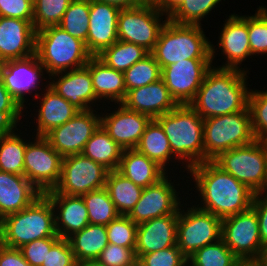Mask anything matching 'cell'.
<instances>
[{
    "instance_id": "f35d334b",
    "label": "cell",
    "mask_w": 267,
    "mask_h": 266,
    "mask_svg": "<svg viewBox=\"0 0 267 266\" xmlns=\"http://www.w3.org/2000/svg\"><path fill=\"white\" fill-rule=\"evenodd\" d=\"M162 69L151 53L124 72L126 91L152 84L161 79Z\"/></svg>"
},
{
    "instance_id": "94428289",
    "label": "cell",
    "mask_w": 267,
    "mask_h": 266,
    "mask_svg": "<svg viewBox=\"0 0 267 266\" xmlns=\"http://www.w3.org/2000/svg\"><path fill=\"white\" fill-rule=\"evenodd\" d=\"M6 129H7V127L0 121V133L5 131Z\"/></svg>"
},
{
    "instance_id": "2e32d148",
    "label": "cell",
    "mask_w": 267,
    "mask_h": 266,
    "mask_svg": "<svg viewBox=\"0 0 267 266\" xmlns=\"http://www.w3.org/2000/svg\"><path fill=\"white\" fill-rule=\"evenodd\" d=\"M168 175L154 185L143 188L142 195L131 212L127 215L139 225L150 219L170 214H179L181 199L174 188V182Z\"/></svg>"
},
{
    "instance_id": "ab89813d",
    "label": "cell",
    "mask_w": 267,
    "mask_h": 266,
    "mask_svg": "<svg viewBox=\"0 0 267 266\" xmlns=\"http://www.w3.org/2000/svg\"><path fill=\"white\" fill-rule=\"evenodd\" d=\"M72 0H33V21L35 31L60 24Z\"/></svg>"
},
{
    "instance_id": "4fadbf2b",
    "label": "cell",
    "mask_w": 267,
    "mask_h": 266,
    "mask_svg": "<svg viewBox=\"0 0 267 266\" xmlns=\"http://www.w3.org/2000/svg\"><path fill=\"white\" fill-rule=\"evenodd\" d=\"M62 156L43 136L27 142L24 176L43 194L54 189L61 176Z\"/></svg>"
},
{
    "instance_id": "8992f818",
    "label": "cell",
    "mask_w": 267,
    "mask_h": 266,
    "mask_svg": "<svg viewBox=\"0 0 267 266\" xmlns=\"http://www.w3.org/2000/svg\"><path fill=\"white\" fill-rule=\"evenodd\" d=\"M35 54L48 76L83 67L92 57L83 41L58 25L36 32Z\"/></svg>"
},
{
    "instance_id": "4dcf8cb0",
    "label": "cell",
    "mask_w": 267,
    "mask_h": 266,
    "mask_svg": "<svg viewBox=\"0 0 267 266\" xmlns=\"http://www.w3.org/2000/svg\"><path fill=\"white\" fill-rule=\"evenodd\" d=\"M123 149L108 135L100 125L86 142L82 154L109 171L118 170Z\"/></svg>"
},
{
    "instance_id": "1f68e13d",
    "label": "cell",
    "mask_w": 267,
    "mask_h": 266,
    "mask_svg": "<svg viewBox=\"0 0 267 266\" xmlns=\"http://www.w3.org/2000/svg\"><path fill=\"white\" fill-rule=\"evenodd\" d=\"M135 149L157 162L166 172H168L166 165L170 161L173 163L176 158L171 151L169 140L163 128L155 119H152L146 126L141 140ZM172 158L173 161L171 160Z\"/></svg>"
},
{
    "instance_id": "91938a15",
    "label": "cell",
    "mask_w": 267,
    "mask_h": 266,
    "mask_svg": "<svg viewBox=\"0 0 267 266\" xmlns=\"http://www.w3.org/2000/svg\"><path fill=\"white\" fill-rule=\"evenodd\" d=\"M258 194H262V195L265 194V196H267V175H266V180H265L264 186L262 187L261 191Z\"/></svg>"
},
{
    "instance_id": "603a6c76",
    "label": "cell",
    "mask_w": 267,
    "mask_h": 266,
    "mask_svg": "<svg viewBox=\"0 0 267 266\" xmlns=\"http://www.w3.org/2000/svg\"><path fill=\"white\" fill-rule=\"evenodd\" d=\"M121 104L129 110L145 114L151 119H156L179 105L171 96L162 79L127 91Z\"/></svg>"
},
{
    "instance_id": "7dc6e473",
    "label": "cell",
    "mask_w": 267,
    "mask_h": 266,
    "mask_svg": "<svg viewBox=\"0 0 267 266\" xmlns=\"http://www.w3.org/2000/svg\"><path fill=\"white\" fill-rule=\"evenodd\" d=\"M98 260L105 266H134L137 263L135 248L109 243Z\"/></svg>"
},
{
    "instance_id": "f5cc1de1",
    "label": "cell",
    "mask_w": 267,
    "mask_h": 266,
    "mask_svg": "<svg viewBox=\"0 0 267 266\" xmlns=\"http://www.w3.org/2000/svg\"><path fill=\"white\" fill-rule=\"evenodd\" d=\"M0 266H31L23 257L21 251L3 246L0 243Z\"/></svg>"
},
{
    "instance_id": "681fc988",
    "label": "cell",
    "mask_w": 267,
    "mask_h": 266,
    "mask_svg": "<svg viewBox=\"0 0 267 266\" xmlns=\"http://www.w3.org/2000/svg\"><path fill=\"white\" fill-rule=\"evenodd\" d=\"M60 237H47L42 239L34 240L27 243L19 248L24 259L31 266H41L43 261L46 259L47 250H50L51 246Z\"/></svg>"
},
{
    "instance_id": "be15d7a7",
    "label": "cell",
    "mask_w": 267,
    "mask_h": 266,
    "mask_svg": "<svg viewBox=\"0 0 267 266\" xmlns=\"http://www.w3.org/2000/svg\"><path fill=\"white\" fill-rule=\"evenodd\" d=\"M2 221H3V218L0 216V235H1V232H2Z\"/></svg>"
},
{
    "instance_id": "5b68a950",
    "label": "cell",
    "mask_w": 267,
    "mask_h": 266,
    "mask_svg": "<svg viewBox=\"0 0 267 266\" xmlns=\"http://www.w3.org/2000/svg\"><path fill=\"white\" fill-rule=\"evenodd\" d=\"M59 237L55 231L54 209L42 194L30 206L3 218L0 243L19 249L37 239Z\"/></svg>"
},
{
    "instance_id": "d4e9b609",
    "label": "cell",
    "mask_w": 267,
    "mask_h": 266,
    "mask_svg": "<svg viewBox=\"0 0 267 266\" xmlns=\"http://www.w3.org/2000/svg\"><path fill=\"white\" fill-rule=\"evenodd\" d=\"M54 209L55 231L68 239L89 224L88 211L82 196L44 194Z\"/></svg>"
},
{
    "instance_id": "277c9868",
    "label": "cell",
    "mask_w": 267,
    "mask_h": 266,
    "mask_svg": "<svg viewBox=\"0 0 267 266\" xmlns=\"http://www.w3.org/2000/svg\"><path fill=\"white\" fill-rule=\"evenodd\" d=\"M202 29V25L178 24L168 19L150 52L161 69L186 59H212L213 63L217 48Z\"/></svg>"
},
{
    "instance_id": "836d02e7",
    "label": "cell",
    "mask_w": 267,
    "mask_h": 266,
    "mask_svg": "<svg viewBox=\"0 0 267 266\" xmlns=\"http://www.w3.org/2000/svg\"><path fill=\"white\" fill-rule=\"evenodd\" d=\"M15 130L18 131L17 128H7L0 133V171L24 176L27 141Z\"/></svg>"
},
{
    "instance_id": "e0dca14e",
    "label": "cell",
    "mask_w": 267,
    "mask_h": 266,
    "mask_svg": "<svg viewBox=\"0 0 267 266\" xmlns=\"http://www.w3.org/2000/svg\"><path fill=\"white\" fill-rule=\"evenodd\" d=\"M43 70L45 71V68L36 54L0 63V76L4 86L23 108L27 93L31 95L35 91L33 95H38L39 91L36 90L42 85L40 81L43 80Z\"/></svg>"
},
{
    "instance_id": "74e56055",
    "label": "cell",
    "mask_w": 267,
    "mask_h": 266,
    "mask_svg": "<svg viewBox=\"0 0 267 266\" xmlns=\"http://www.w3.org/2000/svg\"><path fill=\"white\" fill-rule=\"evenodd\" d=\"M241 263L222 239L200 248L188 258V266H238Z\"/></svg>"
},
{
    "instance_id": "db71d44e",
    "label": "cell",
    "mask_w": 267,
    "mask_h": 266,
    "mask_svg": "<svg viewBox=\"0 0 267 266\" xmlns=\"http://www.w3.org/2000/svg\"><path fill=\"white\" fill-rule=\"evenodd\" d=\"M183 2L184 0H163L162 12L169 17Z\"/></svg>"
},
{
    "instance_id": "7a4b0ae2",
    "label": "cell",
    "mask_w": 267,
    "mask_h": 266,
    "mask_svg": "<svg viewBox=\"0 0 267 266\" xmlns=\"http://www.w3.org/2000/svg\"><path fill=\"white\" fill-rule=\"evenodd\" d=\"M248 72L212 66L189 105L203 119L249 110Z\"/></svg>"
},
{
    "instance_id": "ffe728a7",
    "label": "cell",
    "mask_w": 267,
    "mask_h": 266,
    "mask_svg": "<svg viewBox=\"0 0 267 266\" xmlns=\"http://www.w3.org/2000/svg\"><path fill=\"white\" fill-rule=\"evenodd\" d=\"M121 8L105 2L90 0L89 29L86 48L92 56L99 55L118 39L117 24Z\"/></svg>"
},
{
    "instance_id": "ac0fdd59",
    "label": "cell",
    "mask_w": 267,
    "mask_h": 266,
    "mask_svg": "<svg viewBox=\"0 0 267 266\" xmlns=\"http://www.w3.org/2000/svg\"><path fill=\"white\" fill-rule=\"evenodd\" d=\"M49 77L53 80L47 82L48 86L80 111L93 109L92 106L95 107L96 101L100 102L93 89L89 61L83 67L56 73Z\"/></svg>"
},
{
    "instance_id": "f6af8a7d",
    "label": "cell",
    "mask_w": 267,
    "mask_h": 266,
    "mask_svg": "<svg viewBox=\"0 0 267 266\" xmlns=\"http://www.w3.org/2000/svg\"><path fill=\"white\" fill-rule=\"evenodd\" d=\"M137 263L140 266H188V258L175 245L153 253L142 254L137 258Z\"/></svg>"
},
{
    "instance_id": "52a82bcc",
    "label": "cell",
    "mask_w": 267,
    "mask_h": 266,
    "mask_svg": "<svg viewBox=\"0 0 267 266\" xmlns=\"http://www.w3.org/2000/svg\"><path fill=\"white\" fill-rule=\"evenodd\" d=\"M255 140L250 110L204 119V162L213 161L221 153Z\"/></svg>"
},
{
    "instance_id": "8fae6325",
    "label": "cell",
    "mask_w": 267,
    "mask_h": 266,
    "mask_svg": "<svg viewBox=\"0 0 267 266\" xmlns=\"http://www.w3.org/2000/svg\"><path fill=\"white\" fill-rule=\"evenodd\" d=\"M164 15L160 9L148 6L121 9L117 24L118 39L140 45L151 52L168 20L165 17L163 21Z\"/></svg>"
},
{
    "instance_id": "9f6ffc18",
    "label": "cell",
    "mask_w": 267,
    "mask_h": 266,
    "mask_svg": "<svg viewBox=\"0 0 267 266\" xmlns=\"http://www.w3.org/2000/svg\"><path fill=\"white\" fill-rule=\"evenodd\" d=\"M253 263L255 266H267V243L262 244L260 253Z\"/></svg>"
},
{
    "instance_id": "60d3db41",
    "label": "cell",
    "mask_w": 267,
    "mask_h": 266,
    "mask_svg": "<svg viewBox=\"0 0 267 266\" xmlns=\"http://www.w3.org/2000/svg\"><path fill=\"white\" fill-rule=\"evenodd\" d=\"M220 2L221 0H184L168 19L178 24L203 25L202 19Z\"/></svg>"
},
{
    "instance_id": "d6986e66",
    "label": "cell",
    "mask_w": 267,
    "mask_h": 266,
    "mask_svg": "<svg viewBox=\"0 0 267 266\" xmlns=\"http://www.w3.org/2000/svg\"><path fill=\"white\" fill-rule=\"evenodd\" d=\"M32 21L0 16V63L35 54L36 31Z\"/></svg>"
},
{
    "instance_id": "c3c4849f",
    "label": "cell",
    "mask_w": 267,
    "mask_h": 266,
    "mask_svg": "<svg viewBox=\"0 0 267 266\" xmlns=\"http://www.w3.org/2000/svg\"><path fill=\"white\" fill-rule=\"evenodd\" d=\"M76 259L68 239L59 238L47 250L46 259L41 266H75Z\"/></svg>"
},
{
    "instance_id": "b9f144b4",
    "label": "cell",
    "mask_w": 267,
    "mask_h": 266,
    "mask_svg": "<svg viewBox=\"0 0 267 266\" xmlns=\"http://www.w3.org/2000/svg\"><path fill=\"white\" fill-rule=\"evenodd\" d=\"M248 33L251 55H267V8L259 6L254 15H248Z\"/></svg>"
},
{
    "instance_id": "3957f363",
    "label": "cell",
    "mask_w": 267,
    "mask_h": 266,
    "mask_svg": "<svg viewBox=\"0 0 267 266\" xmlns=\"http://www.w3.org/2000/svg\"><path fill=\"white\" fill-rule=\"evenodd\" d=\"M155 120L163 128L175 160L186 163L185 170L204 162V119L189 104L178 105Z\"/></svg>"
},
{
    "instance_id": "30bf717a",
    "label": "cell",
    "mask_w": 267,
    "mask_h": 266,
    "mask_svg": "<svg viewBox=\"0 0 267 266\" xmlns=\"http://www.w3.org/2000/svg\"><path fill=\"white\" fill-rule=\"evenodd\" d=\"M179 208L177 246L189 258L200 248L221 239L222 219L190 205L185 211Z\"/></svg>"
},
{
    "instance_id": "cb8c5ba5",
    "label": "cell",
    "mask_w": 267,
    "mask_h": 266,
    "mask_svg": "<svg viewBox=\"0 0 267 266\" xmlns=\"http://www.w3.org/2000/svg\"><path fill=\"white\" fill-rule=\"evenodd\" d=\"M178 216L179 214H170L139 224L136 233V258L177 245Z\"/></svg>"
},
{
    "instance_id": "f907efd6",
    "label": "cell",
    "mask_w": 267,
    "mask_h": 266,
    "mask_svg": "<svg viewBox=\"0 0 267 266\" xmlns=\"http://www.w3.org/2000/svg\"><path fill=\"white\" fill-rule=\"evenodd\" d=\"M33 0H0V16L33 20Z\"/></svg>"
},
{
    "instance_id": "484cf974",
    "label": "cell",
    "mask_w": 267,
    "mask_h": 266,
    "mask_svg": "<svg viewBox=\"0 0 267 266\" xmlns=\"http://www.w3.org/2000/svg\"><path fill=\"white\" fill-rule=\"evenodd\" d=\"M42 193L25 177L0 171V216L30 206Z\"/></svg>"
},
{
    "instance_id": "8d00e7d4",
    "label": "cell",
    "mask_w": 267,
    "mask_h": 266,
    "mask_svg": "<svg viewBox=\"0 0 267 266\" xmlns=\"http://www.w3.org/2000/svg\"><path fill=\"white\" fill-rule=\"evenodd\" d=\"M90 18V0H72L58 26L86 45Z\"/></svg>"
},
{
    "instance_id": "6f0895ef",
    "label": "cell",
    "mask_w": 267,
    "mask_h": 266,
    "mask_svg": "<svg viewBox=\"0 0 267 266\" xmlns=\"http://www.w3.org/2000/svg\"><path fill=\"white\" fill-rule=\"evenodd\" d=\"M162 3L163 0H136V7L137 6L155 7L162 11Z\"/></svg>"
},
{
    "instance_id": "f1b7e54d",
    "label": "cell",
    "mask_w": 267,
    "mask_h": 266,
    "mask_svg": "<svg viewBox=\"0 0 267 266\" xmlns=\"http://www.w3.org/2000/svg\"><path fill=\"white\" fill-rule=\"evenodd\" d=\"M93 89L99 100L121 103L126 96L124 73L107 66L97 56L89 59Z\"/></svg>"
},
{
    "instance_id": "11a10c76",
    "label": "cell",
    "mask_w": 267,
    "mask_h": 266,
    "mask_svg": "<svg viewBox=\"0 0 267 266\" xmlns=\"http://www.w3.org/2000/svg\"><path fill=\"white\" fill-rule=\"evenodd\" d=\"M97 1L112 4L121 9L136 7V0H97Z\"/></svg>"
},
{
    "instance_id": "e575fe53",
    "label": "cell",
    "mask_w": 267,
    "mask_h": 266,
    "mask_svg": "<svg viewBox=\"0 0 267 266\" xmlns=\"http://www.w3.org/2000/svg\"><path fill=\"white\" fill-rule=\"evenodd\" d=\"M149 53L140 45L117 40L113 45L105 48L97 57L107 66L124 73Z\"/></svg>"
},
{
    "instance_id": "83f0119b",
    "label": "cell",
    "mask_w": 267,
    "mask_h": 266,
    "mask_svg": "<svg viewBox=\"0 0 267 266\" xmlns=\"http://www.w3.org/2000/svg\"><path fill=\"white\" fill-rule=\"evenodd\" d=\"M118 171L142 188L159 182L168 173L157 162L137 149H124Z\"/></svg>"
},
{
    "instance_id": "f546056e",
    "label": "cell",
    "mask_w": 267,
    "mask_h": 266,
    "mask_svg": "<svg viewBox=\"0 0 267 266\" xmlns=\"http://www.w3.org/2000/svg\"><path fill=\"white\" fill-rule=\"evenodd\" d=\"M76 261L98 259L109 244L105 225L88 224L68 238Z\"/></svg>"
},
{
    "instance_id": "44dd1931",
    "label": "cell",
    "mask_w": 267,
    "mask_h": 266,
    "mask_svg": "<svg viewBox=\"0 0 267 266\" xmlns=\"http://www.w3.org/2000/svg\"><path fill=\"white\" fill-rule=\"evenodd\" d=\"M101 115V126L123 150L137 147L152 120L145 114L125 108L121 103L117 110Z\"/></svg>"
},
{
    "instance_id": "4316f807",
    "label": "cell",
    "mask_w": 267,
    "mask_h": 266,
    "mask_svg": "<svg viewBox=\"0 0 267 266\" xmlns=\"http://www.w3.org/2000/svg\"><path fill=\"white\" fill-rule=\"evenodd\" d=\"M43 91L44 94L40 93L36 96L39 99L40 105L37 106V118L36 120V136H44L51 129L61 126L70 119H72L78 112L75 106L70 104L63 97L53 91L48 85ZM41 100V101H40Z\"/></svg>"
},
{
    "instance_id": "6da1fadb",
    "label": "cell",
    "mask_w": 267,
    "mask_h": 266,
    "mask_svg": "<svg viewBox=\"0 0 267 266\" xmlns=\"http://www.w3.org/2000/svg\"><path fill=\"white\" fill-rule=\"evenodd\" d=\"M187 171L201 197V205L195 204L199 209L224 219L252 207L255 193L214 161L199 163Z\"/></svg>"
},
{
    "instance_id": "680465c9",
    "label": "cell",
    "mask_w": 267,
    "mask_h": 266,
    "mask_svg": "<svg viewBox=\"0 0 267 266\" xmlns=\"http://www.w3.org/2000/svg\"><path fill=\"white\" fill-rule=\"evenodd\" d=\"M75 266H105L98 259L95 260H84V261H76Z\"/></svg>"
},
{
    "instance_id": "9c48e42d",
    "label": "cell",
    "mask_w": 267,
    "mask_h": 266,
    "mask_svg": "<svg viewBox=\"0 0 267 266\" xmlns=\"http://www.w3.org/2000/svg\"><path fill=\"white\" fill-rule=\"evenodd\" d=\"M109 170L82 153L62 158L61 176L54 189L43 194L82 196L105 187Z\"/></svg>"
},
{
    "instance_id": "6125c7cd",
    "label": "cell",
    "mask_w": 267,
    "mask_h": 266,
    "mask_svg": "<svg viewBox=\"0 0 267 266\" xmlns=\"http://www.w3.org/2000/svg\"><path fill=\"white\" fill-rule=\"evenodd\" d=\"M238 266H255L254 263H241Z\"/></svg>"
},
{
    "instance_id": "7c38bea8",
    "label": "cell",
    "mask_w": 267,
    "mask_h": 266,
    "mask_svg": "<svg viewBox=\"0 0 267 266\" xmlns=\"http://www.w3.org/2000/svg\"><path fill=\"white\" fill-rule=\"evenodd\" d=\"M221 239L242 263H253L261 250L256 211H247L222 219Z\"/></svg>"
},
{
    "instance_id": "bcb514c9",
    "label": "cell",
    "mask_w": 267,
    "mask_h": 266,
    "mask_svg": "<svg viewBox=\"0 0 267 266\" xmlns=\"http://www.w3.org/2000/svg\"><path fill=\"white\" fill-rule=\"evenodd\" d=\"M24 109L6 89L0 76V121L7 128H17Z\"/></svg>"
},
{
    "instance_id": "9a60e30c",
    "label": "cell",
    "mask_w": 267,
    "mask_h": 266,
    "mask_svg": "<svg viewBox=\"0 0 267 266\" xmlns=\"http://www.w3.org/2000/svg\"><path fill=\"white\" fill-rule=\"evenodd\" d=\"M212 66V59H186L162 68L161 79L179 105L189 104Z\"/></svg>"
},
{
    "instance_id": "ee69618b",
    "label": "cell",
    "mask_w": 267,
    "mask_h": 266,
    "mask_svg": "<svg viewBox=\"0 0 267 266\" xmlns=\"http://www.w3.org/2000/svg\"><path fill=\"white\" fill-rule=\"evenodd\" d=\"M248 107L253 134L256 139L264 140L267 137V90L251 89Z\"/></svg>"
},
{
    "instance_id": "d590c367",
    "label": "cell",
    "mask_w": 267,
    "mask_h": 266,
    "mask_svg": "<svg viewBox=\"0 0 267 266\" xmlns=\"http://www.w3.org/2000/svg\"><path fill=\"white\" fill-rule=\"evenodd\" d=\"M82 198L87 207L89 224L106 226L120 215L105 187L90 191Z\"/></svg>"
},
{
    "instance_id": "e7e4bbea",
    "label": "cell",
    "mask_w": 267,
    "mask_h": 266,
    "mask_svg": "<svg viewBox=\"0 0 267 266\" xmlns=\"http://www.w3.org/2000/svg\"><path fill=\"white\" fill-rule=\"evenodd\" d=\"M264 142L266 143V145H267V137L264 139Z\"/></svg>"
},
{
    "instance_id": "d6a6232c",
    "label": "cell",
    "mask_w": 267,
    "mask_h": 266,
    "mask_svg": "<svg viewBox=\"0 0 267 266\" xmlns=\"http://www.w3.org/2000/svg\"><path fill=\"white\" fill-rule=\"evenodd\" d=\"M105 188L120 215H128L143 192L142 187L135 185L118 170L109 171Z\"/></svg>"
},
{
    "instance_id": "816d5d0a",
    "label": "cell",
    "mask_w": 267,
    "mask_h": 266,
    "mask_svg": "<svg viewBox=\"0 0 267 266\" xmlns=\"http://www.w3.org/2000/svg\"><path fill=\"white\" fill-rule=\"evenodd\" d=\"M252 208L257 213L261 242L265 244L267 243V196L255 194Z\"/></svg>"
},
{
    "instance_id": "ba28073f",
    "label": "cell",
    "mask_w": 267,
    "mask_h": 266,
    "mask_svg": "<svg viewBox=\"0 0 267 266\" xmlns=\"http://www.w3.org/2000/svg\"><path fill=\"white\" fill-rule=\"evenodd\" d=\"M255 194L264 186L267 175V145L264 140L238 146L221 153L213 160Z\"/></svg>"
},
{
    "instance_id": "7402d4cb",
    "label": "cell",
    "mask_w": 267,
    "mask_h": 266,
    "mask_svg": "<svg viewBox=\"0 0 267 266\" xmlns=\"http://www.w3.org/2000/svg\"><path fill=\"white\" fill-rule=\"evenodd\" d=\"M223 24L218 47L226 56L225 64L219 68L244 69L240 64L251 55L248 33V16L231 14Z\"/></svg>"
},
{
    "instance_id": "7bdbcfd3",
    "label": "cell",
    "mask_w": 267,
    "mask_h": 266,
    "mask_svg": "<svg viewBox=\"0 0 267 266\" xmlns=\"http://www.w3.org/2000/svg\"><path fill=\"white\" fill-rule=\"evenodd\" d=\"M137 226L127 215H119L106 225L108 242L122 247L135 248Z\"/></svg>"
},
{
    "instance_id": "5bb4252c",
    "label": "cell",
    "mask_w": 267,
    "mask_h": 266,
    "mask_svg": "<svg viewBox=\"0 0 267 266\" xmlns=\"http://www.w3.org/2000/svg\"><path fill=\"white\" fill-rule=\"evenodd\" d=\"M94 109L78 112L61 126L51 129L43 137L62 157L82 153L86 142L101 125V114Z\"/></svg>"
}]
</instances>
